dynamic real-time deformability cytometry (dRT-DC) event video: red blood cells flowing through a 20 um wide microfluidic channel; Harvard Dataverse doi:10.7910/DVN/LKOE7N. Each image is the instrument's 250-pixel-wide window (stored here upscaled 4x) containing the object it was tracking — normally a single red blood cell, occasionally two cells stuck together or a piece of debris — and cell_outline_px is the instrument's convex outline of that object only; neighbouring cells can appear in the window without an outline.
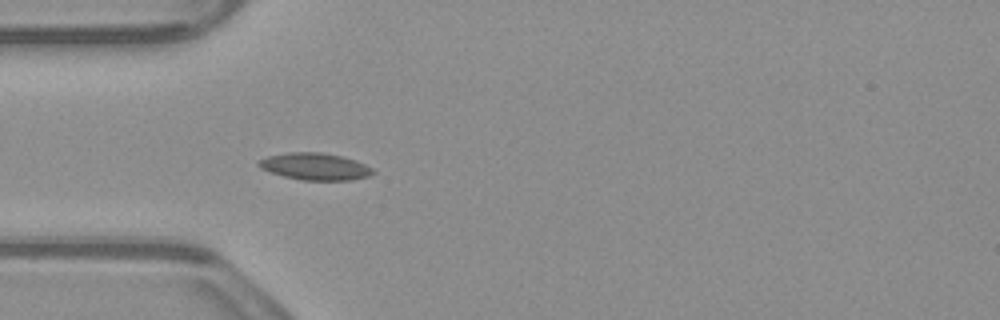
{"species": "common noctule bat (a hibernating species)", "species_latin": "Nyctalus noctula", "temperature_condition": "warm", "stored_images_in_passage": 28, "camera_frame_rate_fps": 3000, "um_per_image_px": 0.085, "animal": {"sex": "male", "body_mass_g": 23.1, "forearm_length_mm": 52.7}, "frame": {"image": 1, "passage_image": 1, "time_ms": 0.0, "image_size_px": [1000, 320], "cell_outline_px": [[376, 172], [368, 176], [352, 180], [300, 180], [284, 176], [260, 168], [256, 164], [256, 160], [268, 156], [288, 152], [320, 152], [344, 156], [356, 160], [372, 168]], "centroid_in_image_um": [26.77, 14.14], "position_along_channel_um": 58.2, "area_um2": 18.09}}
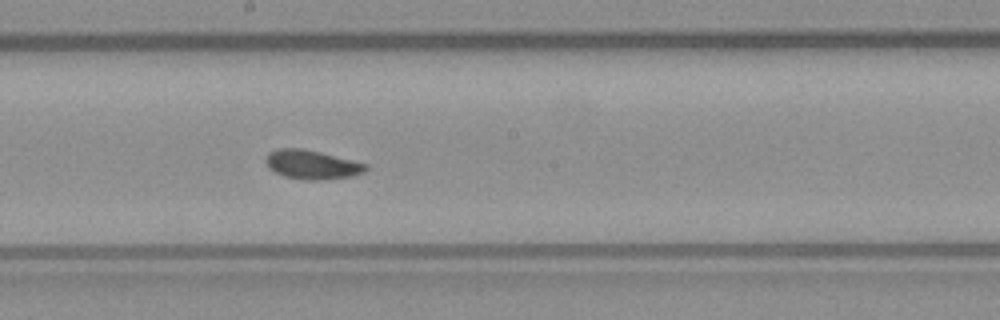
{"frame": {"image": 2, "passage_image": 14, "time_ms": 4.333, "image_size_px": [1000, 320], "cell_outline_px": [[368, 168], [364, 172], [352, 176], [320, 180], [304, 180], [284, 176], [268, 168], [264, 160], [268, 152], [276, 148], [300, 148], [320, 152], [368, 164]], "centroid_in_image_um": [26.48, 13.99], "position_along_channel_um": 221.7, "area_um2": 16.99}}
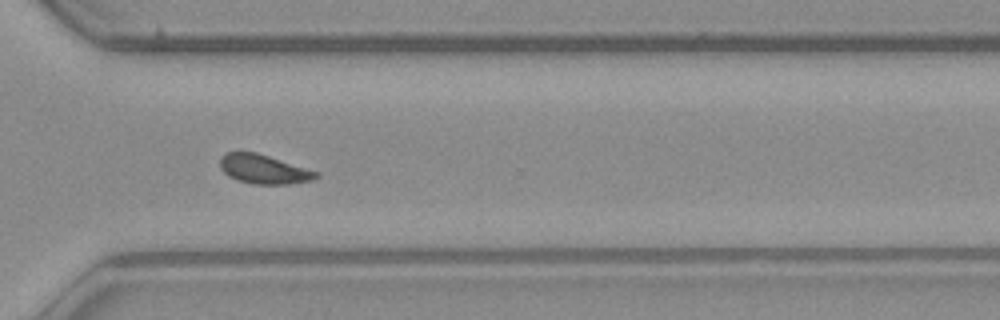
{"frame": {"image": 3, "passage_image": 24, "time_ms": 7.667, "image_size_px": [1000, 320], "cell_outline_px": [[320, 176], [312, 180], [288, 184], [252, 184], [236, 180], [228, 176], [220, 168], [220, 156], [228, 152], [256, 152], [320, 172]], "centroid_in_image_um": [22.42, 14.39], "position_along_channel_um": 348.2, "area_um2": 16.42}, "authors_computed_cell_mechanics": {"area_um2": 16.6175, "velocity_mm_per_s": 3.8026, "shape_relaxation_time_tau1_ms": 5.3369, "shape_relaxation_time_tau2_ms": 4.9787, "deformation_change_tau1": 0.1104, "deformation_change_tau2": 0.0908}}